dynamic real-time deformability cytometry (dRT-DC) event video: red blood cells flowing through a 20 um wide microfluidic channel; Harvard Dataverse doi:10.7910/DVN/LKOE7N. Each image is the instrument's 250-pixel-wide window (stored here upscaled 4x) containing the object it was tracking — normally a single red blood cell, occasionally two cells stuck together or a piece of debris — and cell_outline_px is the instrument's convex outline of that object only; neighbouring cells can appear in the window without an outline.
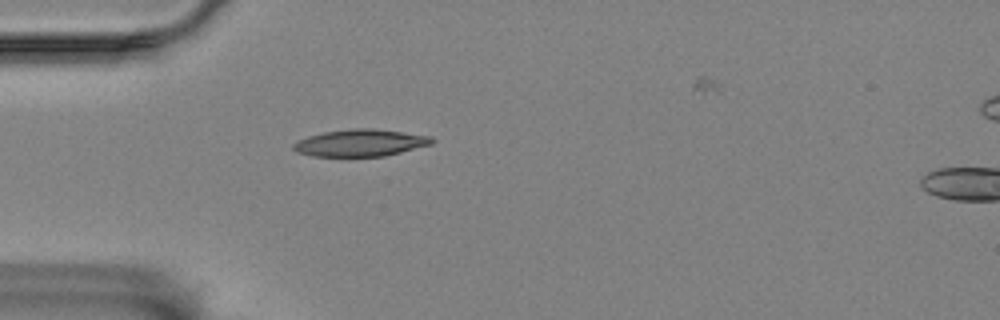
{"species": "Egyptian fruit bat (a non-hibernating species)", "species_latin": "Rousettus aegyptiacus", "temperature_condition": "room temperature", "stored_images_in_passage": 34, "camera_frame_rate_fps": 3000, "um_per_image_px": 0.085, "animal": {"sex": "female"}, "frame": {"image": 1, "passage_image": 1, "time_ms": 0.0, "image_size_px": [1000, 320], "cell_outline_px": [[436, 140], [432, 144], [384, 156], [312, 156], [296, 152], [292, 148], [292, 144], [296, 140], [308, 136], [324, 132], [352, 128], [372, 128], [432, 136]], "centroid_in_image_um": [30.61, 12.14], "position_along_channel_um": 54.4, "area_um2": 21.85}}
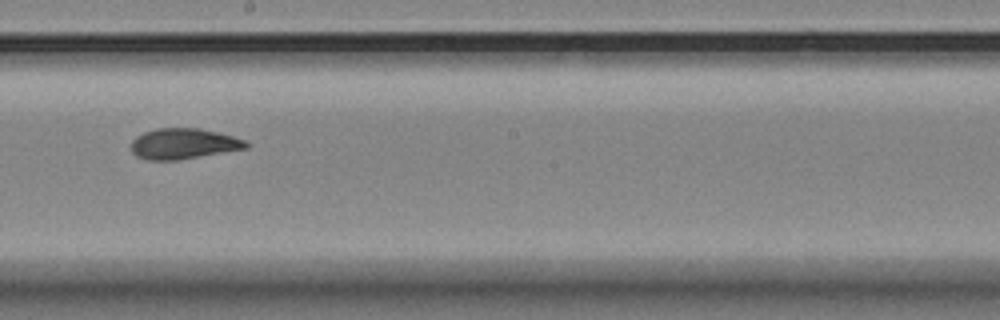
{"frame": {"image": 2, "passage_image": 17, "time_ms": 5.333, "image_size_px": [1000, 320], "cell_outline_px": [[248, 148], [176, 160], [148, 160], [136, 156], [132, 152], [132, 140], [136, 136], [144, 132], [156, 128], [200, 128], [232, 136], [244, 140], [248, 144]], "centroid_in_image_um": [15.56, 12.21], "position_along_channel_um": 232.6, "area_um2": 20.35}}
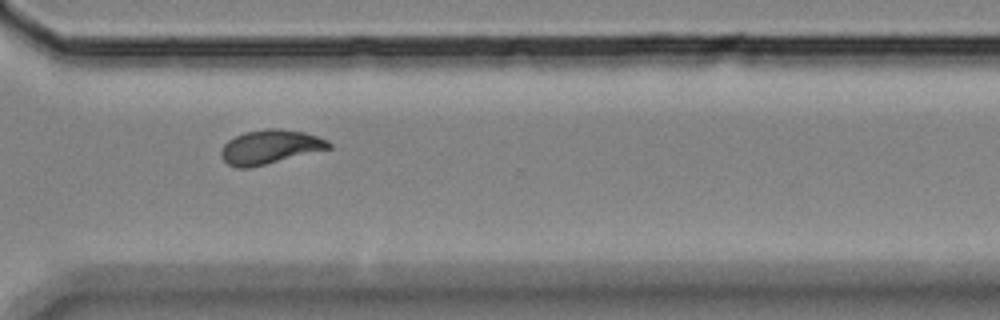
{"frame": {"image": 3, "passage_image": 27, "time_ms": 8.667, "image_size_px": [1000, 320], "cell_outline_px": [[332, 148], [248, 168], [236, 168], [228, 164], [220, 156], [220, 148], [228, 140], [244, 132], [268, 128], [280, 128], [304, 132], [328, 140], [332, 144]], "centroid_in_image_um": [22.93, 12.48], "position_along_channel_um": 347.7, "area_um2": 21.39}, "authors_computed_cell_mechanics": {"area_um2": 20.8658, "velocity_mm_per_s": 3.4556, "shape_relaxation_time_tau1_ms": 8.2744, "shape_relaxation_time_tau2_ms": 2.1598, "deformation_change_tau1": 0.2135, "deformation_change_tau2": 0.0754}}